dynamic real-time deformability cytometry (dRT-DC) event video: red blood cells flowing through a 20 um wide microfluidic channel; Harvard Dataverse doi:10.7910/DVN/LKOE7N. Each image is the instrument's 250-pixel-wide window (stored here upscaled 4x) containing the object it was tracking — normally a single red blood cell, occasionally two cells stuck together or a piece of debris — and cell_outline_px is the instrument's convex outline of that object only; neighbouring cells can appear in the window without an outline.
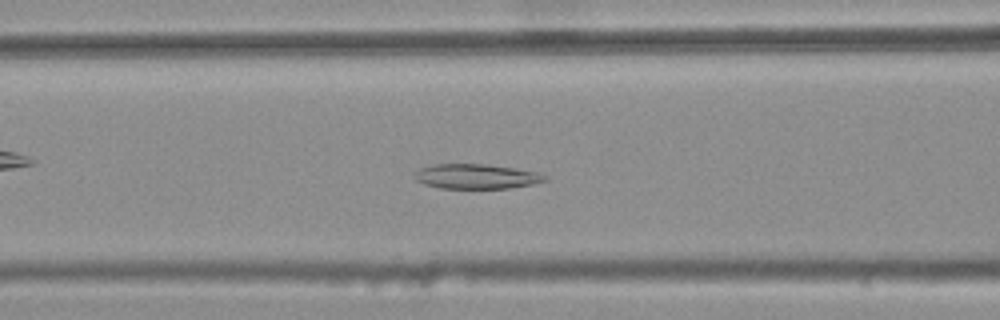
{"species": "common noctule bat (a hibernating species)", "species_latin": "Nyctalus noctula", "temperature_condition": "warm", "stored_images_in_passage": 29, "camera_frame_rate_fps": 3000, "um_per_image_px": 0.085, "animal": {"sex": "female", "body_mass_g": 25.1}, "frame": {"image": 1, "passage_image": 6, "time_ms": 1.667, "image_size_px": [1000, 320], "cell_outline_px": [[548, 180], [532, 184], [512, 188], [440, 188], [424, 184], [416, 180], [416, 172], [420, 168], [432, 164], [484, 164], [516, 168], [540, 172], [548, 176]], "centroid_in_image_um": [40.55, 14.99], "position_along_channel_um": 126.1, "area_um2": 18.9}}
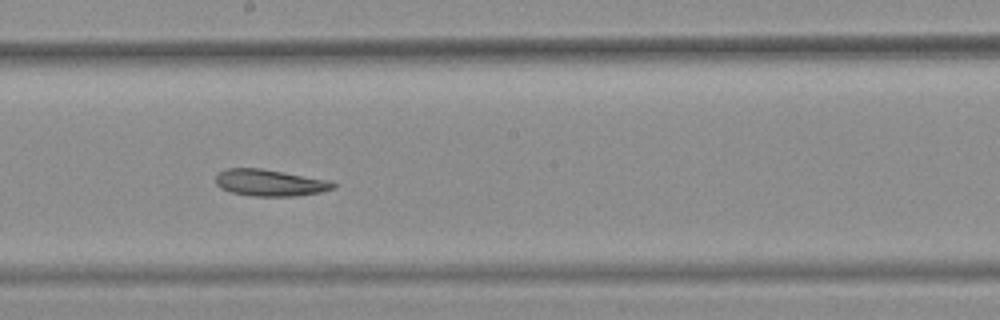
{"frame": {"image": 2, "passage_image": 14, "time_ms": 4.333, "image_size_px": [1000, 320], "cell_outline_px": [[336, 188], [320, 192], [296, 196], [252, 196], [232, 192], [220, 188], [216, 184], [216, 176], [220, 172], [228, 168], [260, 168], [328, 180], [336, 184]], "centroid_in_image_um": [22.94, 15.54], "position_along_channel_um": 225.3, "area_um2": 18.09}}
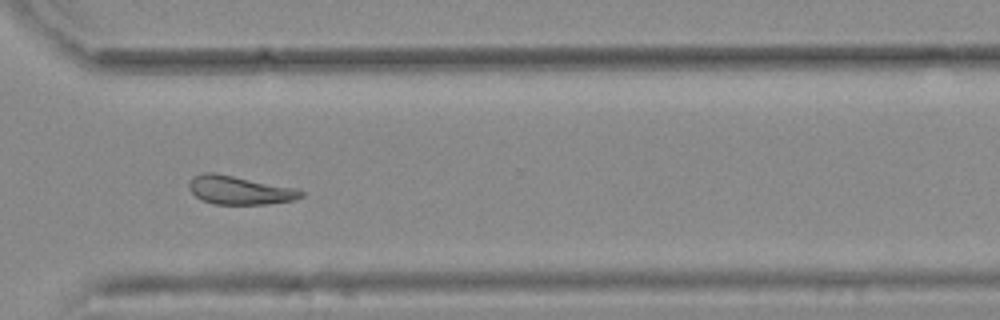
{"frame": {"image": 3, "passage_image": 24, "time_ms": 7.667, "image_size_px": [1000, 320], "cell_outline_px": [[304, 196], [292, 200], [268, 204], [216, 204], [200, 200], [188, 188], [188, 184], [196, 176], [204, 172], [216, 172], [288, 188], [304, 192]], "centroid_in_image_um": [20.28, 16.18], "position_along_channel_um": 350.3, "area_um2": 18.03}}